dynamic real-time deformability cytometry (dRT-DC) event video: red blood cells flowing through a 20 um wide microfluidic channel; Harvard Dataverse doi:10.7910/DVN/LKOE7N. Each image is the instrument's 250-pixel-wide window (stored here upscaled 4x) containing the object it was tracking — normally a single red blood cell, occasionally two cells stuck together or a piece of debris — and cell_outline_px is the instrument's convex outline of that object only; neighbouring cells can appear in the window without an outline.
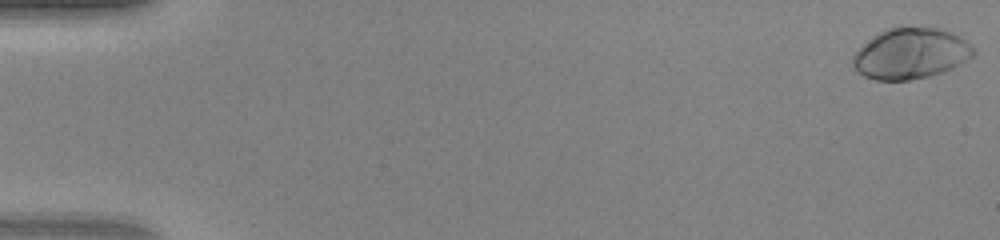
{"species": "human", "species_latin": "Homo sapiens", "temperature_condition": "warm", "stored_images_in_passage": 48, "camera_frame_rate_fps": 3000, "um_per_image_px": 0.085, "donor": {"sex": "female"}, "frame": {"image": 1, "passage_image": 1, "time_ms": 0.0, "image_size_px": [1000, 240], "cell_outline_px": [[976, 52], [972, 56], [952, 68], [944, 72], [928, 76], [908, 80], [876, 80], [864, 76], [856, 72], [852, 64], [852, 56], [864, 44], [880, 32], [888, 28], [900, 24], [936, 28], [960, 36], [972, 44]], "centroid_in_image_um": [77.4, 4.53], "position_along_channel_um": 7.6, "area_um2": 36.01}}
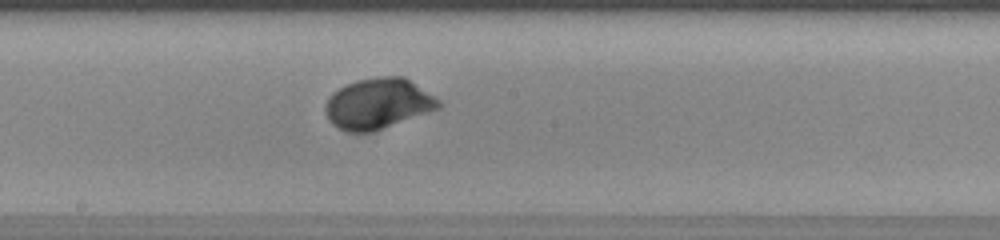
{"frame": {"image": 2, "passage_image": 27, "time_ms": 8.667, "image_size_px": [1000, 240], "cell_outline_px": [[440, 108], [372, 132], [348, 132], [332, 124], [328, 120], [324, 112], [324, 104], [328, 96], [332, 92], [356, 80], [380, 76], [404, 76], [440, 100]], "centroid_in_image_um": [32.09, 8.8], "position_along_channel_um": 216.1, "area_um2": 33.41}}
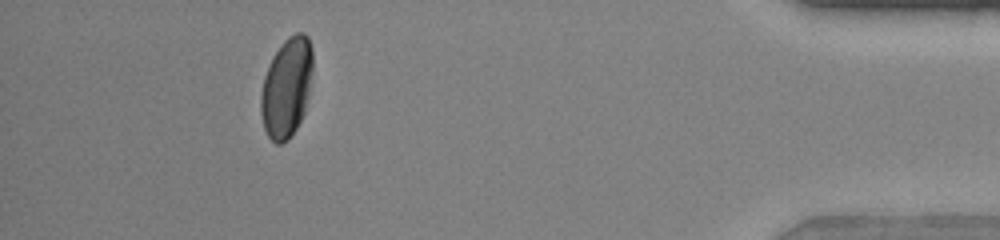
{"frame": {"image": 3, "passage_image": 44, "time_ms": 14.333, "image_size_px": [1000, 240], "cell_outline_px": [[312, 72], [308, 96], [304, 112], [296, 128], [288, 140], [280, 144], [276, 144], [268, 136], [264, 128], [260, 112], [260, 96], [264, 76], [268, 64], [272, 56], [284, 40], [288, 36], [296, 32], [304, 32], [308, 36], [312, 48]], "centroid_in_image_um": [24.35, 7.41], "position_along_channel_um": 410.8, "area_um2": 30.35}}